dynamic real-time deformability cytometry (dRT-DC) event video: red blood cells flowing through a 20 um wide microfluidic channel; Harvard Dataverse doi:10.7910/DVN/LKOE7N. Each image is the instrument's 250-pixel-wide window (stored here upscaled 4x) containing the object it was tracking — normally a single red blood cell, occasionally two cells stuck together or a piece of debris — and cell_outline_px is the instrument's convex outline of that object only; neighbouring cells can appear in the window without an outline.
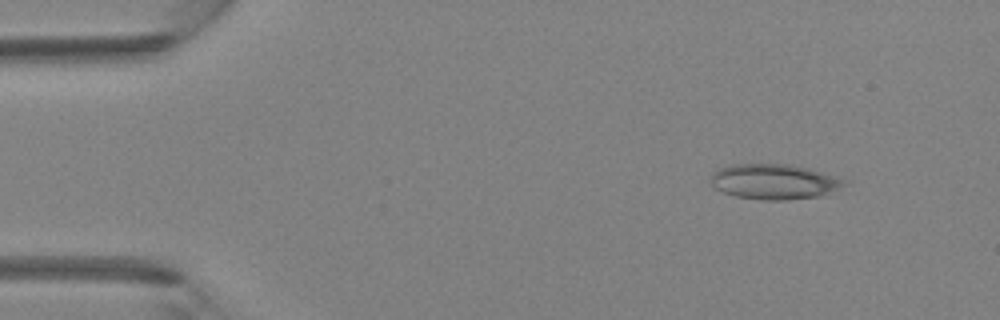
{"species": "Egyptian fruit bat (a non-hibernating species)", "species_latin": "Rousettus aegyptiacus", "temperature_condition": "room temperature", "stored_images_in_passage": 3, "camera_frame_rate_fps": 3000, "um_per_image_px": 0.085, "animal": {"sex": "female"}, "frame": {"image": 1, "passage_image": 1, "time_ms": 0.0, "image_size_px": [1000, 320], "cell_outline_px": [[852, 180], [848, 184], [820, 196], [784, 200], [760, 200], [736, 196], [724, 192], [716, 188], [712, 184], [712, 172], [720, 168], [732, 164], [784, 164], [808, 168]], "centroid_in_image_um": [65.87, 15.44], "position_along_channel_um": 19.1, "area_um2": 27.46}}